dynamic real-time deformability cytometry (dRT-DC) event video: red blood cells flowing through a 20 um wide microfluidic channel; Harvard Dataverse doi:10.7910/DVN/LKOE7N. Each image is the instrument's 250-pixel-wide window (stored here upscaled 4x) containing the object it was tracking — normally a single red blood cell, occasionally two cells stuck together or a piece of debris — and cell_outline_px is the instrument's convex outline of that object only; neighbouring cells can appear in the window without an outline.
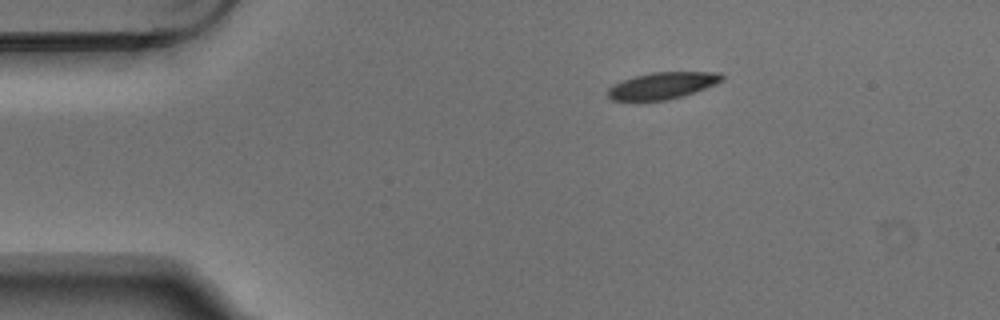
{"species": "Egyptian fruit bat (a non-hibernating species)", "species_latin": "Rousettus aegyptiacus", "temperature_condition": "warm", "stored_images_in_passage": 3, "camera_frame_rate_fps": 3000, "um_per_image_px": 0.085, "animal": {"sex": "male"}, "frame": {"image": 1, "passage_image": 1, "time_ms": 0.0, "image_size_px": [1000, 320], "cell_outline_px": [[724, 80], [716, 84], [668, 100], [612, 100], [608, 96], [608, 88], [624, 80], [636, 76], [652, 72], [720, 72], [724, 76]], "centroid_in_image_um": [56.34, 7.26], "position_along_channel_um": 28.7, "area_um2": 17.4}}
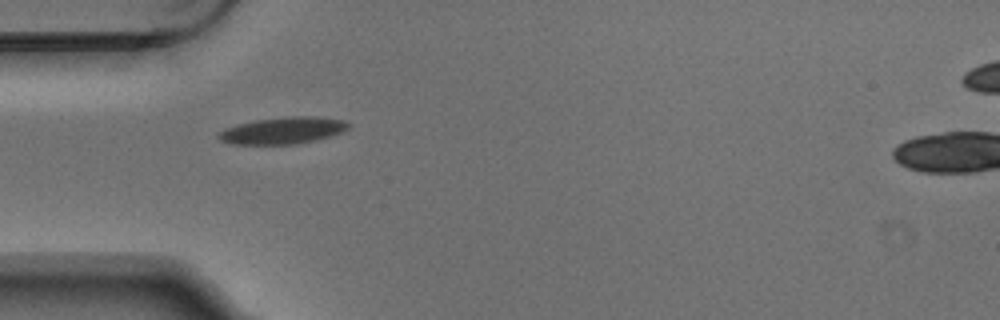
{"frame": {"image": 2, "passage_image": 3, "time_ms": 0.667, "image_size_px": [1000, 320], "cell_outline_px": [[352, 124], [348, 128], [340, 132], [328, 136], [296, 144], [232, 144], [220, 140], [216, 136], [224, 128], [256, 120], [288, 116], [316, 116], [344, 120]], "centroid_in_image_um": [24.04, 11.08], "position_along_channel_um": 61.0, "area_um2": 20.06}}